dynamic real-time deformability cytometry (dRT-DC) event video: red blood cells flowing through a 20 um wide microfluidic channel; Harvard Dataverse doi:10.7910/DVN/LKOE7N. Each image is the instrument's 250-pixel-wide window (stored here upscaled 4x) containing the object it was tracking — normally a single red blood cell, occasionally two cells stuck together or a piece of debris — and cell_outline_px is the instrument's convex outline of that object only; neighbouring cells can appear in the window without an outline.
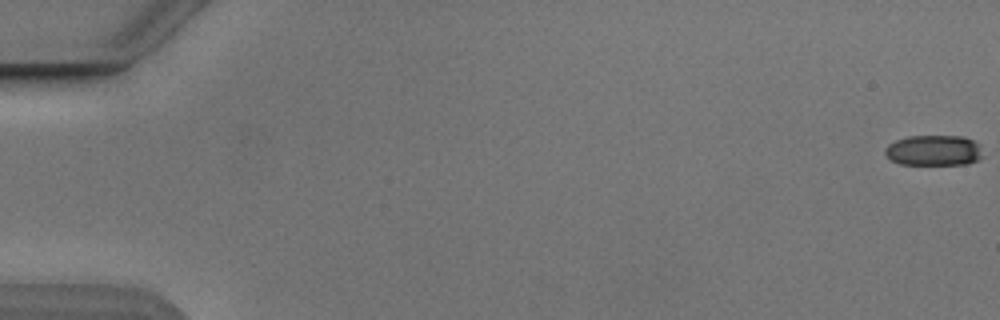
{"species": "Egyptian fruit bat (a non-hibernating species)", "species_latin": "Rousettus aegyptiacus", "temperature_condition": "cold", "stored_images_in_passage": 54, "camera_frame_rate_fps": 3000, "um_per_image_px": 0.085, "animal": {"sex": "male"}, "frame": {"image": 1, "passage_image": 1, "time_ms": 0.0, "image_size_px": [1000, 320], "cell_outline_px": [[984, 156], [968, 164], [900, 164], [892, 160], [884, 152], [884, 148], [888, 144], [896, 140], [908, 136], [960, 136], [972, 140], [980, 144]], "centroid_in_image_um": [79.39, 12.78], "position_along_channel_um": 5.6, "area_um2": 17.46}}
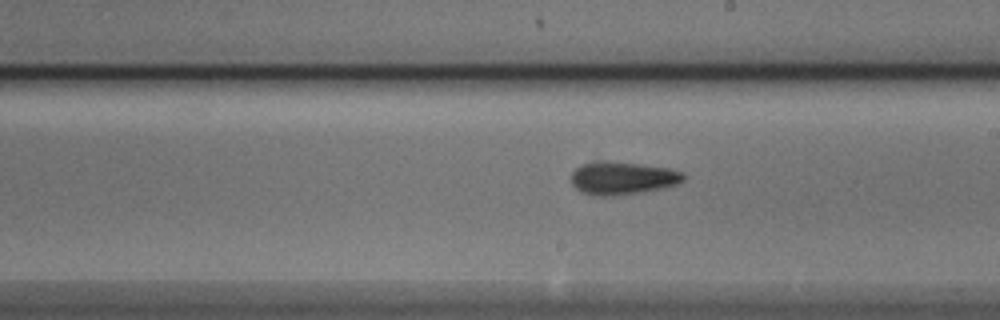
{"frame": {"image": 2, "passage_image": 32, "time_ms": 10.333, "image_size_px": [1000, 320], "cell_outline_px": [[684, 180], [676, 184], [660, 188], [612, 196], [592, 196], [580, 192], [572, 184], [572, 172], [580, 164], [596, 160], [600, 160], [640, 164], [668, 168], [684, 172]], "centroid_in_image_um": [52.85, 15.12], "position_along_channel_um": 236.1, "area_um2": 21.5}}
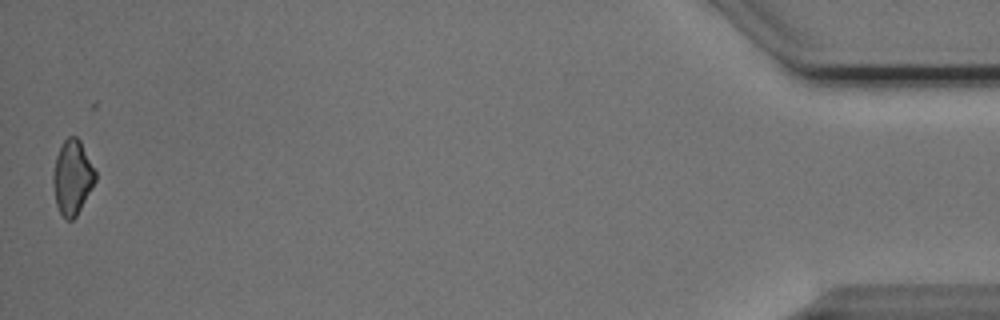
{"frame": {"image": 3, "passage_image": 54, "time_ms": 17.667, "image_size_px": [1000, 320], "cell_outline_px": [[96, 180], [76, 216], [72, 220], [64, 220], [56, 204], [52, 180], [52, 176], [56, 156], [64, 140], [68, 136], [76, 136], [80, 140], [96, 172]], "centroid_in_image_um": [6.14, 15.08], "position_along_channel_um": 429.1, "area_um2": 18.21}, "authors_computed_cell_mechanics": {"area_um2": 19.652, "velocity_mm_per_s": 3.8761, "shape_relaxation_time_tau1_ms": null, "shape_relaxation_time_tau2_ms": 2.6307, "deformation_change_tau1": null, "deformation_change_tau2": 0.0831}}